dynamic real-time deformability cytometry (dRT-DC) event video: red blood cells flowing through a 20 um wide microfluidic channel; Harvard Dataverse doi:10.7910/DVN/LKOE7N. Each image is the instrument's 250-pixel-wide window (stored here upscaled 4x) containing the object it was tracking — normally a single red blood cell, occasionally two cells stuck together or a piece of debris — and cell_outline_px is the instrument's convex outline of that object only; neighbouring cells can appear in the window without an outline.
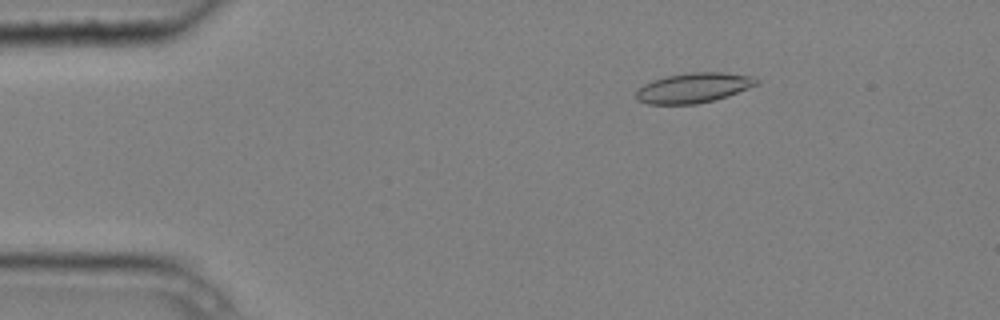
{"species": "common noctule bat (a hibernating species)", "species_latin": "Nyctalus noctula", "temperature_condition": "cold", "stored_images_in_passage": 5, "camera_frame_rate_fps": 3000, "um_per_image_px": 0.085, "animal": {"sex": "male", "body_mass_g": 20.4}, "frame": {"image": 1, "passage_image": 3, "time_ms": 0.667, "image_size_px": [1000, 320], "cell_outline_px": [[760, 84], [728, 96], [716, 100], [696, 104], [648, 104], [636, 100], [636, 88], [652, 80], [664, 76], [688, 72], [720, 72], [752, 76], [760, 80]], "centroid_in_image_um": [58.95, 7.46], "position_along_channel_um": 26.1, "area_um2": 21.39}}